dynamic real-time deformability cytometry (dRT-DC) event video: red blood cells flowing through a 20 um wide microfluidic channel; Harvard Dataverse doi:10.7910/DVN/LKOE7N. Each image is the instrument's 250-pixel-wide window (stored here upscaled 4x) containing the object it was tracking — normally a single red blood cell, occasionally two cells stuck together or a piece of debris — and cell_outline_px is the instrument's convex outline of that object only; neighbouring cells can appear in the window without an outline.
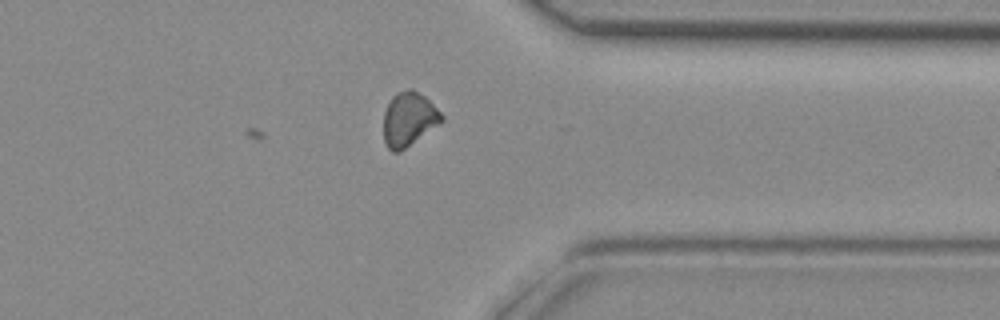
{"species": "common noctule bat (a hibernating species)", "species_latin": "Nyctalus noctula", "temperature_condition": "room temperature", "stored_images_in_passage": 23, "camera_frame_rate_fps": 3000, "um_per_image_px": 0.085, "animal": {"sex": "female", "body_mass_g": 29.2, "forearm_length_mm": 56.3}, "frame": {"image": 1, "passage_image": 23, "time_ms": 7.333, "image_size_px": [1000, 320], "cell_outline_px": [[444, 120], [400, 152], [392, 152], [388, 148], [384, 140], [384, 112], [392, 96], [396, 92], [408, 88], [412, 88], [424, 96], [444, 116]], "centroid_in_image_um": [34.73, 10.12], "position_along_channel_um": 376.7, "area_um2": 18.15}}